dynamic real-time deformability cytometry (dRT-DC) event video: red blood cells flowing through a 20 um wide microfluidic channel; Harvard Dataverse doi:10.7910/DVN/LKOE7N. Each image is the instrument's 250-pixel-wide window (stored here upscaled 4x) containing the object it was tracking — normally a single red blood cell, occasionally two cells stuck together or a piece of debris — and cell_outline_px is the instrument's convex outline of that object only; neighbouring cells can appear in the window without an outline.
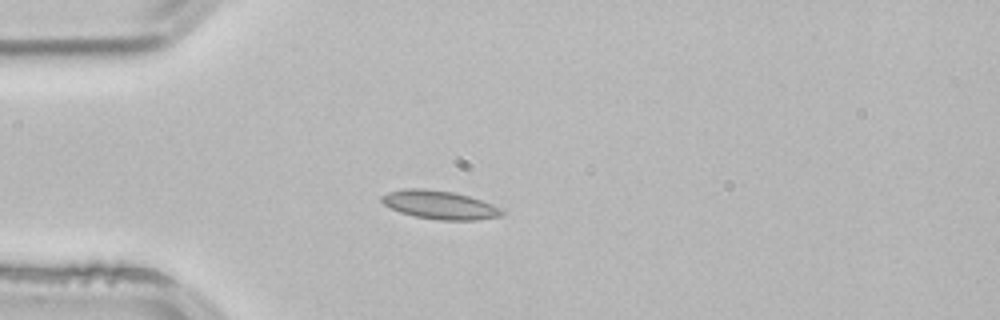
{"species": "common noctule bat (a hibernating species)", "species_latin": "Nyctalus noctula", "temperature_condition": "room temperature", "stored_images_in_passage": 3, "camera_frame_rate_fps": 3000, "um_per_image_px": 0.085, "animal": {"sex": "male", "body_mass_g": 21.5, "forearm_length_mm": 52.0}, "frame": {"image": 1, "passage_image": 3, "time_ms": 0.667, "image_size_px": [1000, 320], "cell_outline_px": [[504, 212], [500, 216], [476, 220], [440, 220], [416, 216], [400, 212], [384, 204], [380, 200], [380, 196], [388, 192], [408, 188], [424, 188], [452, 192], [468, 196], [492, 204], [500, 208]], "centroid_in_image_um": [37.35, 17.41], "position_along_channel_um": 47.7, "area_um2": 19.71}}